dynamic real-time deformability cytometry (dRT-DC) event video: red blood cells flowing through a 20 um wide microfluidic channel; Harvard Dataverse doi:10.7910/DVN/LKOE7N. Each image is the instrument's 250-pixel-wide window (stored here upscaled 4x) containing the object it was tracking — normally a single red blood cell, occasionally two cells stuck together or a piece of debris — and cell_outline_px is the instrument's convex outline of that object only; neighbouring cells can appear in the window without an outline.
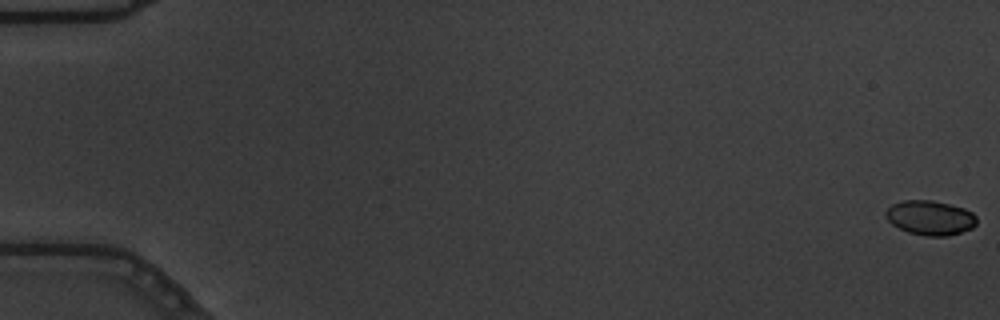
{"species": "common noctule bat (a hibernating species)", "species_latin": "Nyctalus noctula", "temperature_condition": "warm", "stored_images_in_passage": 58, "camera_frame_rate_fps": 3000, "um_per_image_px": 0.085, "animal": {"sex": "male", "body_mass_g": 19.5, "forearm_length_mm": 54.6}, "frame": {"image": 1, "passage_image": 1, "time_ms": 0.0, "image_size_px": [1000, 320], "cell_outline_px": [[976, 224], [972, 228], [948, 236], [924, 236], [908, 232], [892, 224], [884, 216], [884, 212], [892, 204], [904, 200], [932, 200], [964, 208], [972, 212], [976, 216]], "centroid_in_image_um": [79.05, 18.51], "position_along_channel_um": 6.0, "area_um2": 18.32}}
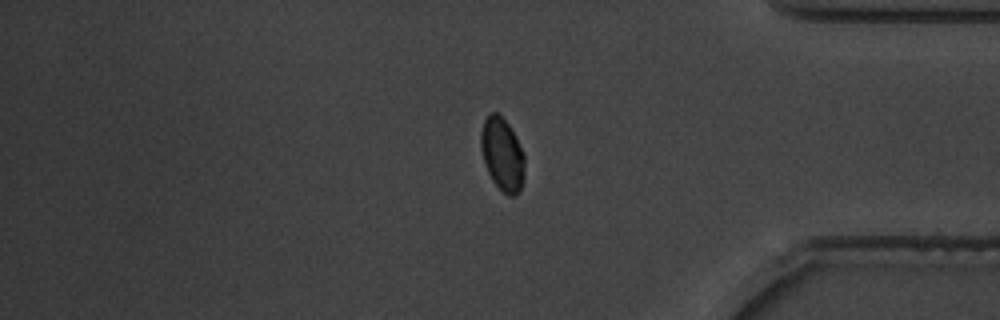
{"frame": {"image": 2, "passage_image": 49, "time_ms": 16.0, "image_size_px": [1000, 320], "cell_outline_px": [[524, 180], [516, 196], [508, 196], [492, 180], [488, 172], [480, 148], [480, 132], [484, 120], [488, 112], [496, 112], [508, 124], [524, 152]], "centroid_in_image_um": [42.69, 13.11], "position_along_channel_um": 392.5, "area_um2": 18.61}}
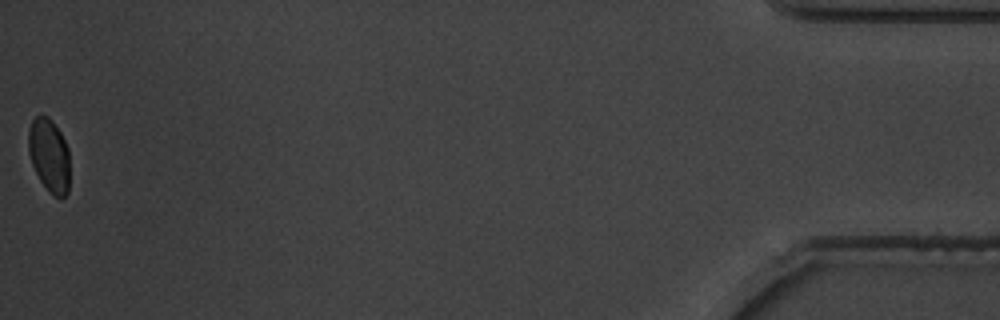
{"frame": {"image": 3, "passage_image": 58, "time_ms": 19.0, "image_size_px": [1000, 320], "cell_outline_px": [[68, 192], [64, 196], [56, 196], [48, 192], [40, 180], [32, 164], [28, 152], [28, 132], [32, 120], [36, 116], [48, 116], [52, 120], [60, 132], [68, 148]], "centroid_in_image_um": [4.16, 13.19], "position_along_channel_um": 431.0, "area_um2": 17.51}, "authors_computed_cell_mechanics": {"area_um2": 18.5249, "velocity_mm_per_s": 3.6432, "shape_relaxation_time_tau1_ms": 2.8793, "shape_relaxation_time_tau2_ms": null, "deformation_change_tau1": 0.0838, "deformation_change_tau2": null}}